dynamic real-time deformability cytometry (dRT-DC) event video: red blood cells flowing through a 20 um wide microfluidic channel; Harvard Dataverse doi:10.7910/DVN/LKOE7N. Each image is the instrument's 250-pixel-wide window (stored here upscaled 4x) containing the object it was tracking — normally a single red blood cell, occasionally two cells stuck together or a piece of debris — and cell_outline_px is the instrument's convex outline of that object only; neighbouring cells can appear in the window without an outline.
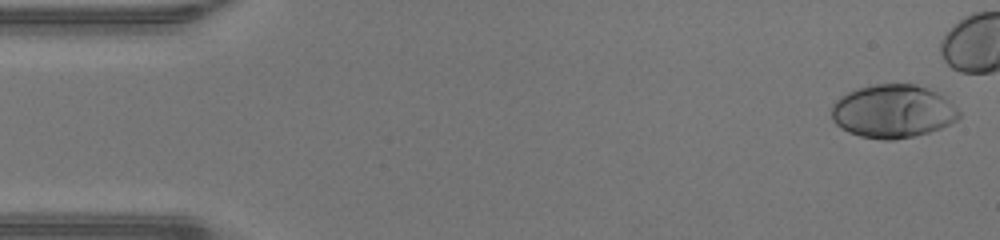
{"species": "human", "species_latin": "Homo sapiens", "temperature_condition": "warm", "stored_images_in_passage": 38, "camera_frame_rate_fps": 3000, "um_per_image_px": 0.085, "donor": {"sex": "male"}, "frame": {"image": 1, "passage_image": 1, "time_ms": 0.0, "image_size_px": [1000, 240], "cell_outline_px": [[960, 116], [956, 120], [940, 128], [928, 132], [912, 136], [892, 140], [884, 140], [860, 136], [848, 132], [840, 128], [832, 120], [832, 104], [840, 96], [848, 92], [860, 88], [876, 84], [916, 84], [928, 88], [936, 92], [948, 100], [960, 112]], "centroid_in_image_um": [75.87, 9.46], "position_along_channel_um": 9.1, "area_um2": 39.36}}
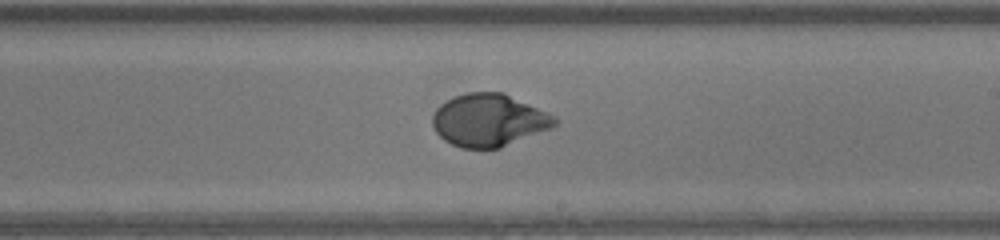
{"frame": {"image": 2, "passage_image": 27, "time_ms": 8.667, "image_size_px": [1000, 240], "cell_outline_px": [[556, 124], [552, 128], [500, 148], [460, 148], [444, 140], [436, 132], [432, 124], [432, 116], [436, 108], [440, 104], [452, 96], [468, 92], [504, 92], [548, 112], [556, 116]], "centroid_in_image_um": [41.55, 10.21], "position_along_channel_um": 247.5, "area_um2": 37.69}}
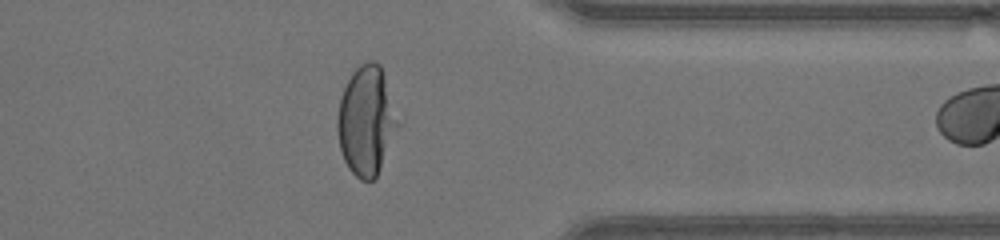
{"frame": {"image": 3, "passage_image": 37, "time_ms": 12.0, "image_size_px": [1000, 240], "cell_outline_px": [[400, 124], [380, 168], [376, 176], [372, 180], [360, 180], [348, 168], [344, 160], [340, 148], [336, 128], [336, 120], [340, 96], [352, 72], [360, 64], [368, 60], [376, 60], [380, 64]], "centroid_in_image_um": [31.12, 10.25], "position_along_channel_um": 380.3, "area_um2": 38.32}}